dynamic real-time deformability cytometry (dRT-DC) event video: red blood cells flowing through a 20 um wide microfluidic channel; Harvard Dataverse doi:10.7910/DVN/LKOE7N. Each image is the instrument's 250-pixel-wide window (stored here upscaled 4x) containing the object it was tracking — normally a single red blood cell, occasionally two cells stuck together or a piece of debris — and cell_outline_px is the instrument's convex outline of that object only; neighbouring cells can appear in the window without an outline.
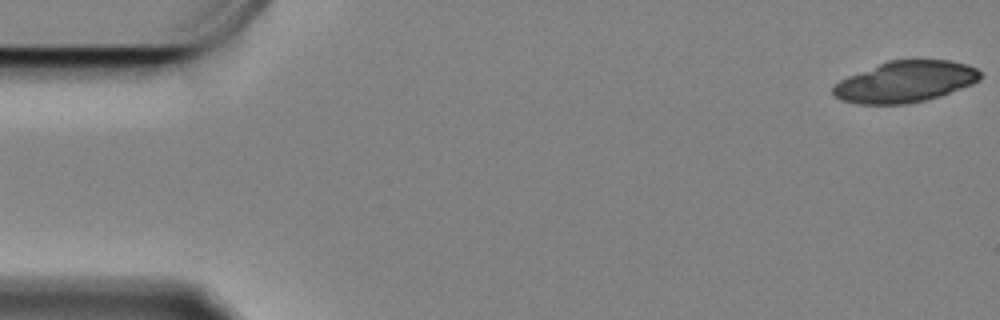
{"species": "Egyptian fruit bat (a non-hibernating species)", "species_latin": "Rousettus aegyptiacus", "temperature_condition": "cold", "stored_images_in_passage": 45, "camera_frame_rate_fps": 3000, "um_per_image_px": 0.085, "animal": {"sex": "female"}, "frame": {"image": 1, "passage_image": 1, "time_ms": 0.0, "image_size_px": [1000, 320], "cell_outline_px": [[980, 80], [972, 84], [940, 96], [924, 100], [904, 104], [860, 104], [840, 100], [832, 96], [832, 88], [840, 80], [848, 76], [888, 60], [916, 56], [952, 60], [976, 68], [980, 72]], "centroid_in_image_um": [76.95, 6.9], "position_along_channel_um": 8.1, "area_um2": 36.13}}